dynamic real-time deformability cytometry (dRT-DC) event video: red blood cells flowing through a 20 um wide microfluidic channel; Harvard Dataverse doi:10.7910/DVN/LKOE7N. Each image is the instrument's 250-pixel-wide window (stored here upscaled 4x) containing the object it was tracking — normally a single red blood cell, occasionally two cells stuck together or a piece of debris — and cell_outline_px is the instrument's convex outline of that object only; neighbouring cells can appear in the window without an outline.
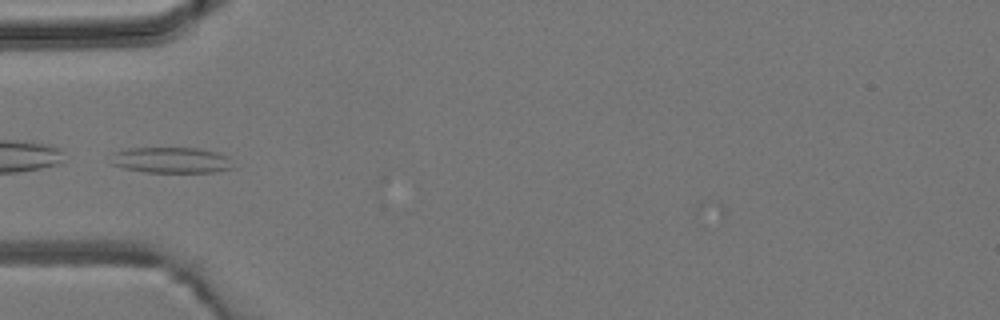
{"species": "common noctule bat (a hibernating species)", "species_latin": "Nyctalus noctula", "temperature_condition": "room temperature", "stored_images_in_passage": 1, "camera_frame_rate_fps": 3000, "um_per_image_px": 0.085, "animal": {"sex": "male", "body_mass_g": 19.2, "forearm_length_mm": 51.8}, "frame": {"image": 1, "passage_image": 1, "time_ms": 0.0, "image_size_px": [1000, 320], "cell_outline_px": [[236, 168], [216, 172], [144, 172], [124, 168], [112, 164], [112, 152], [120, 148], [196, 148], [216, 152], [228, 156]], "centroid_in_image_um": [14.56, 13.61], "position_along_channel_um": 70.4, "area_um2": 18.67}}